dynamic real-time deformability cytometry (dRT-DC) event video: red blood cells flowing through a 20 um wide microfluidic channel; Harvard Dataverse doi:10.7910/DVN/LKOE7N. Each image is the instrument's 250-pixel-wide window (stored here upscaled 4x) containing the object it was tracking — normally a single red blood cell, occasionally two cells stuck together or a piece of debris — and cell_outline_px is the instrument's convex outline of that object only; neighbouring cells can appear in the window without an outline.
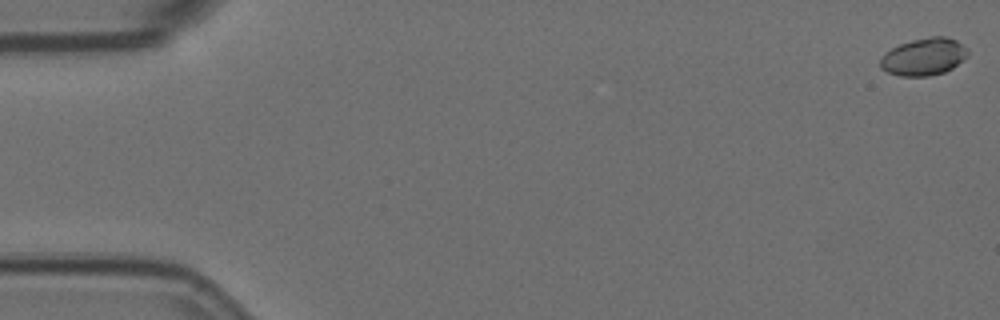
{"species": "Egyptian fruit bat (a non-hibernating species)", "species_latin": "Rousettus aegyptiacus", "temperature_condition": "room temperature", "stored_images_in_passage": 58, "camera_frame_rate_fps": 3000, "um_per_image_px": 0.085, "animal": {"sex": "female"}, "frame": {"image": 1, "passage_image": 1, "time_ms": 0.0, "image_size_px": [1000, 320], "cell_outline_px": [[968, 56], [964, 60], [952, 68], [944, 72], [928, 76], [900, 76], [888, 72], [880, 68], [880, 56], [884, 52], [900, 44], [912, 40], [932, 36], [944, 36], [956, 40], [964, 44], [968, 48]], "centroid_in_image_um": [78.53, 4.82], "position_along_channel_um": 6.5, "area_um2": 19.25}}
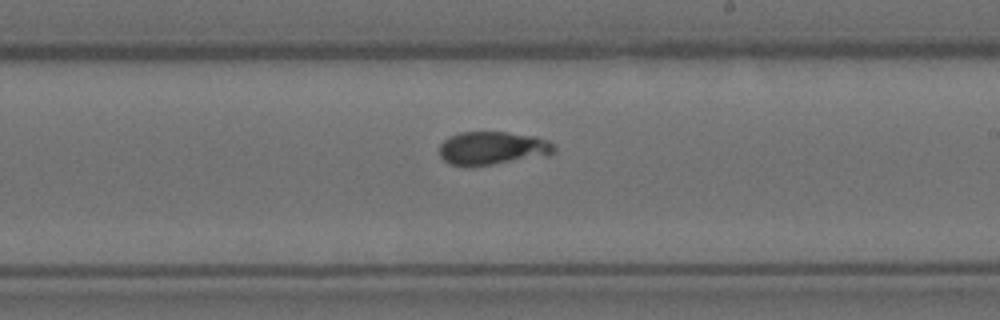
{"frame": {"image": 2, "passage_image": 34, "time_ms": 11.0, "image_size_px": [1000, 320], "cell_outline_px": [[556, 148], [548, 156], [468, 168], [448, 164], [440, 156], [440, 144], [448, 136], [460, 132], [504, 132], [536, 136], [548, 140]], "centroid_in_image_um": [41.83, 12.62], "position_along_channel_um": 247.2, "area_um2": 22.72}}
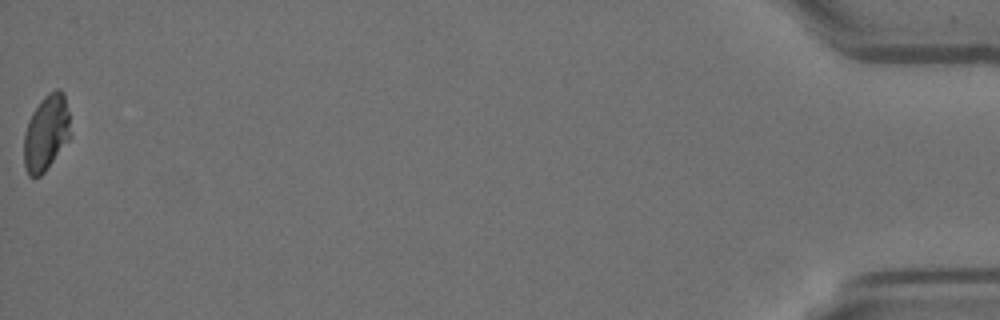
{"frame": {"image": 3, "passage_image": 58, "time_ms": 19.0, "image_size_px": [1000, 320], "cell_outline_px": [[68, 140], [44, 172], [40, 176], [28, 176], [24, 164], [24, 132], [28, 120], [32, 112], [40, 100], [48, 92], [56, 88], [60, 88], [64, 92], [68, 112]], "centroid_in_image_um": [3.89, 11.25], "position_along_channel_um": 431.3, "area_um2": 20.29}, "authors_computed_cell_mechanics": {"area_um2": 21.4149, "velocity_mm_per_s": 3.5614, "shape_relaxation_time_tau1_ms": 6.6362, "shape_relaxation_time_tau2_ms": 1.0292, "deformation_change_tau1": 0.1456, "deformation_change_tau2": 0.0508}}